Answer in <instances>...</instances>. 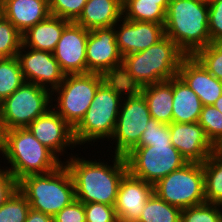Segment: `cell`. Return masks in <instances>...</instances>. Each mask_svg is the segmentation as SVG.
Listing matches in <instances>:
<instances>
[{"label": "cell", "mask_w": 222, "mask_h": 222, "mask_svg": "<svg viewBox=\"0 0 222 222\" xmlns=\"http://www.w3.org/2000/svg\"><path fill=\"white\" fill-rule=\"evenodd\" d=\"M185 56L176 43L165 35L144 51L125 55L117 78L128 90L169 80L177 76Z\"/></svg>", "instance_id": "1"}, {"label": "cell", "mask_w": 222, "mask_h": 222, "mask_svg": "<svg viewBox=\"0 0 222 222\" xmlns=\"http://www.w3.org/2000/svg\"><path fill=\"white\" fill-rule=\"evenodd\" d=\"M72 157V158H71ZM113 165L70 156L63 162L69 170L75 189V199L84 203L115 205L119 184L128 172L124 156L114 155Z\"/></svg>", "instance_id": "2"}, {"label": "cell", "mask_w": 222, "mask_h": 222, "mask_svg": "<svg viewBox=\"0 0 222 222\" xmlns=\"http://www.w3.org/2000/svg\"><path fill=\"white\" fill-rule=\"evenodd\" d=\"M209 4L201 0H169L165 35L186 55L193 56L211 43L208 31Z\"/></svg>", "instance_id": "3"}, {"label": "cell", "mask_w": 222, "mask_h": 222, "mask_svg": "<svg viewBox=\"0 0 222 222\" xmlns=\"http://www.w3.org/2000/svg\"><path fill=\"white\" fill-rule=\"evenodd\" d=\"M128 89L117 77H108L97 89L89 109L73 129L76 145L113 136L123 96ZM122 98V99H121Z\"/></svg>", "instance_id": "4"}, {"label": "cell", "mask_w": 222, "mask_h": 222, "mask_svg": "<svg viewBox=\"0 0 222 222\" xmlns=\"http://www.w3.org/2000/svg\"><path fill=\"white\" fill-rule=\"evenodd\" d=\"M0 153L11 164L7 169L17 181L28 175L50 173L63 164L27 127L4 131Z\"/></svg>", "instance_id": "5"}, {"label": "cell", "mask_w": 222, "mask_h": 222, "mask_svg": "<svg viewBox=\"0 0 222 222\" xmlns=\"http://www.w3.org/2000/svg\"><path fill=\"white\" fill-rule=\"evenodd\" d=\"M18 190L31 209L51 217L75 200L74 183L64 163L50 173L23 177L18 181Z\"/></svg>", "instance_id": "6"}, {"label": "cell", "mask_w": 222, "mask_h": 222, "mask_svg": "<svg viewBox=\"0 0 222 222\" xmlns=\"http://www.w3.org/2000/svg\"><path fill=\"white\" fill-rule=\"evenodd\" d=\"M107 78L98 73L66 74L52 91V96L54 93L59 95L55 111L74 129L85 116L98 87Z\"/></svg>", "instance_id": "7"}, {"label": "cell", "mask_w": 222, "mask_h": 222, "mask_svg": "<svg viewBox=\"0 0 222 222\" xmlns=\"http://www.w3.org/2000/svg\"><path fill=\"white\" fill-rule=\"evenodd\" d=\"M124 157L128 172L152 185L188 163L172 143L136 146Z\"/></svg>", "instance_id": "8"}, {"label": "cell", "mask_w": 222, "mask_h": 222, "mask_svg": "<svg viewBox=\"0 0 222 222\" xmlns=\"http://www.w3.org/2000/svg\"><path fill=\"white\" fill-rule=\"evenodd\" d=\"M52 98L50 89L25 82L0 103V122L3 131L27 127L51 108Z\"/></svg>", "instance_id": "9"}, {"label": "cell", "mask_w": 222, "mask_h": 222, "mask_svg": "<svg viewBox=\"0 0 222 222\" xmlns=\"http://www.w3.org/2000/svg\"><path fill=\"white\" fill-rule=\"evenodd\" d=\"M154 193L180 209L206 202L202 163L188 162L153 185Z\"/></svg>", "instance_id": "10"}, {"label": "cell", "mask_w": 222, "mask_h": 222, "mask_svg": "<svg viewBox=\"0 0 222 222\" xmlns=\"http://www.w3.org/2000/svg\"><path fill=\"white\" fill-rule=\"evenodd\" d=\"M125 97L111 137L117 143L114 154L120 156H125L139 144L151 118L147 102L138 90H128Z\"/></svg>", "instance_id": "11"}, {"label": "cell", "mask_w": 222, "mask_h": 222, "mask_svg": "<svg viewBox=\"0 0 222 222\" xmlns=\"http://www.w3.org/2000/svg\"><path fill=\"white\" fill-rule=\"evenodd\" d=\"M122 63L123 56L118 49L114 26L90 30L86 45L87 73L117 77Z\"/></svg>", "instance_id": "12"}, {"label": "cell", "mask_w": 222, "mask_h": 222, "mask_svg": "<svg viewBox=\"0 0 222 222\" xmlns=\"http://www.w3.org/2000/svg\"><path fill=\"white\" fill-rule=\"evenodd\" d=\"M17 58L27 83L37 84L38 86L50 89L52 92L64 80L66 74L61 70L53 53L35 50L22 45Z\"/></svg>", "instance_id": "13"}, {"label": "cell", "mask_w": 222, "mask_h": 222, "mask_svg": "<svg viewBox=\"0 0 222 222\" xmlns=\"http://www.w3.org/2000/svg\"><path fill=\"white\" fill-rule=\"evenodd\" d=\"M76 22H69L56 44L53 51L54 58L58 61L65 74H86V45L88 33Z\"/></svg>", "instance_id": "14"}, {"label": "cell", "mask_w": 222, "mask_h": 222, "mask_svg": "<svg viewBox=\"0 0 222 222\" xmlns=\"http://www.w3.org/2000/svg\"><path fill=\"white\" fill-rule=\"evenodd\" d=\"M27 128L40 143L50 149L58 158L59 153L65 152L66 147L76 146L73 128L55 111L53 104L52 108L36 118Z\"/></svg>", "instance_id": "15"}, {"label": "cell", "mask_w": 222, "mask_h": 222, "mask_svg": "<svg viewBox=\"0 0 222 222\" xmlns=\"http://www.w3.org/2000/svg\"><path fill=\"white\" fill-rule=\"evenodd\" d=\"M154 193L152 184L127 172L120 181L114 205L119 222H137L145 203Z\"/></svg>", "instance_id": "16"}, {"label": "cell", "mask_w": 222, "mask_h": 222, "mask_svg": "<svg viewBox=\"0 0 222 222\" xmlns=\"http://www.w3.org/2000/svg\"><path fill=\"white\" fill-rule=\"evenodd\" d=\"M172 145L187 162L203 163L217 149L208 140L204 129L198 123L169 124Z\"/></svg>", "instance_id": "17"}, {"label": "cell", "mask_w": 222, "mask_h": 222, "mask_svg": "<svg viewBox=\"0 0 222 222\" xmlns=\"http://www.w3.org/2000/svg\"><path fill=\"white\" fill-rule=\"evenodd\" d=\"M119 27L114 26L119 52L124 57L153 46L165 36L164 24L121 19ZM118 27V28H116Z\"/></svg>", "instance_id": "18"}, {"label": "cell", "mask_w": 222, "mask_h": 222, "mask_svg": "<svg viewBox=\"0 0 222 222\" xmlns=\"http://www.w3.org/2000/svg\"><path fill=\"white\" fill-rule=\"evenodd\" d=\"M177 75L198 95L203 106L213 105L222 95V82L194 56L182 59Z\"/></svg>", "instance_id": "19"}, {"label": "cell", "mask_w": 222, "mask_h": 222, "mask_svg": "<svg viewBox=\"0 0 222 222\" xmlns=\"http://www.w3.org/2000/svg\"><path fill=\"white\" fill-rule=\"evenodd\" d=\"M1 14L23 34L50 15L48 0H1Z\"/></svg>", "instance_id": "20"}, {"label": "cell", "mask_w": 222, "mask_h": 222, "mask_svg": "<svg viewBox=\"0 0 222 222\" xmlns=\"http://www.w3.org/2000/svg\"><path fill=\"white\" fill-rule=\"evenodd\" d=\"M70 21L49 15L22 34L24 47L53 53L65 26Z\"/></svg>", "instance_id": "21"}, {"label": "cell", "mask_w": 222, "mask_h": 222, "mask_svg": "<svg viewBox=\"0 0 222 222\" xmlns=\"http://www.w3.org/2000/svg\"><path fill=\"white\" fill-rule=\"evenodd\" d=\"M123 18V6L117 0H87L75 21L87 30L115 26Z\"/></svg>", "instance_id": "22"}, {"label": "cell", "mask_w": 222, "mask_h": 222, "mask_svg": "<svg viewBox=\"0 0 222 222\" xmlns=\"http://www.w3.org/2000/svg\"><path fill=\"white\" fill-rule=\"evenodd\" d=\"M202 108L198 95L178 75L173 77L172 122H198Z\"/></svg>", "instance_id": "23"}, {"label": "cell", "mask_w": 222, "mask_h": 222, "mask_svg": "<svg viewBox=\"0 0 222 222\" xmlns=\"http://www.w3.org/2000/svg\"><path fill=\"white\" fill-rule=\"evenodd\" d=\"M144 96L151 118L171 124L173 108V78L138 89Z\"/></svg>", "instance_id": "24"}, {"label": "cell", "mask_w": 222, "mask_h": 222, "mask_svg": "<svg viewBox=\"0 0 222 222\" xmlns=\"http://www.w3.org/2000/svg\"><path fill=\"white\" fill-rule=\"evenodd\" d=\"M169 0H130L123 6V17L131 21L164 24Z\"/></svg>", "instance_id": "25"}, {"label": "cell", "mask_w": 222, "mask_h": 222, "mask_svg": "<svg viewBox=\"0 0 222 222\" xmlns=\"http://www.w3.org/2000/svg\"><path fill=\"white\" fill-rule=\"evenodd\" d=\"M206 203H222V151L216 150L203 163Z\"/></svg>", "instance_id": "26"}, {"label": "cell", "mask_w": 222, "mask_h": 222, "mask_svg": "<svg viewBox=\"0 0 222 222\" xmlns=\"http://www.w3.org/2000/svg\"><path fill=\"white\" fill-rule=\"evenodd\" d=\"M181 211L179 207L168 204L153 193L137 222H180Z\"/></svg>", "instance_id": "27"}, {"label": "cell", "mask_w": 222, "mask_h": 222, "mask_svg": "<svg viewBox=\"0 0 222 222\" xmlns=\"http://www.w3.org/2000/svg\"><path fill=\"white\" fill-rule=\"evenodd\" d=\"M17 58H0V103L25 83Z\"/></svg>", "instance_id": "28"}, {"label": "cell", "mask_w": 222, "mask_h": 222, "mask_svg": "<svg viewBox=\"0 0 222 222\" xmlns=\"http://www.w3.org/2000/svg\"><path fill=\"white\" fill-rule=\"evenodd\" d=\"M198 123L204 129V132L217 149L222 148V113L214 105L203 106Z\"/></svg>", "instance_id": "29"}, {"label": "cell", "mask_w": 222, "mask_h": 222, "mask_svg": "<svg viewBox=\"0 0 222 222\" xmlns=\"http://www.w3.org/2000/svg\"><path fill=\"white\" fill-rule=\"evenodd\" d=\"M22 44V34L0 14V58L17 56Z\"/></svg>", "instance_id": "30"}, {"label": "cell", "mask_w": 222, "mask_h": 222, "mask_svg": "<svg viewBox=\"0 0 222 222\" xmlns=\"http://www.w3.org/2000/svg\"><path fill=\"white\" fill-rule=\"evenodd\" d=\"M30 204L17 189L11 197L0 206V222H25Z\"/></svg>", "instance_id": "31"}, {"label": "cell", "mask_w": 222, "mask_h": 222, "mask_svg": "<svg viewBox=\"0 0 222 222\" xmlns=\"http://www.w3.org/2000/svg\"><path fill=\"white\" fill-rule=\"evenodd\" d=\"M193 56L209 73L222 80V42H211Z\"/></svg>", "instance_id": "32"}, {"label": "cell", "mask_w": 222, "mask_h": 222, "mask_svg": "<svg viewBox=\"0 0 222 222\" xmlns=\"http://www.w3.org/2000/svg\"><path fill=\"white\" fill-rule=\"evenodd\" d=\"M180 222H222L219 206L203 203L182 209Z\"/></svg>", "instance_id": "33"}, {"label": "cell", "mask_w": 222, "mask_h": 222, "mask_svg": "<svg viewBox=\"0 0 222 222\" xmlns=\"http://www.w3.org/2000/svg\"><path fill=\"white\" fill-rule=\"evenodd\" d=\"M50 14L75 22L81 15L87 0H49Z\"/></svg>", "instance_id": "34"}, {"label": "cell", "mask_w": 222, "mask_h": 222, "mask_svg": "<svg viewBox=\"0 0 222 222\" xmlns=\"http://www.w3.org/2000/svg\"><path fill=\"white\" fill-rule=\"evenodd\" d=\"M160 143H171L169 124L150 118L137 146H153Z\"/></svg>", "instance_id": "35"}, {"label": "cell", "mask_w": 222, "mask_h": 222, "mask_svg": "<svg viewBox=\"0 0 222 222\" xmlns=\"http://www.w3.org/2000/svg\"><path fill=\"white\" fill-rule=\"evenodd\" d=\"M86 222H119L114 206L103 203H84Z\"/></svg>", "instance_id": "36"}, {"label": "cell", "mask_w": 222, "mask_h": 222, "mask_svg": "<svg viewBox=\"0 0 222 222\" xmlns=\"http://www.w3.org/2000/svg\"><path fill=\"white\" fill-rule=\"evenodd\" d=\"M208 4V31L211 42H222V0H212Z\"/></svg>", "instance_id": "37"}, {"label": "cell", "mask_w": 222, "mask_h": 222, "mask_svg": "<svg viewBox=\"0 0 222 222\" xmlns=\"http://www.w3.org/2000/svg\"><path fill=\"white\" fill-rule=\"evenodd\" d=\"M54 222H86L84 204L75 199L54 216Z\"/></svg>", "instance_id": "38"}, {"label": "cell", "mask_w": 222, "mask_h": 222, "mask_svg": "<svg viewBox=\"0 0 222 222\" xmlns=\"http://www.w3.org/2000/svg\"><path fill=\"white\" fill-rule=\"evenodd\" d=\"M18 189V181L7 169H0V206Z\"/></svg>", "instance_id": "39"}, {"label": "cell", "mask_w": 222, "mask_h": 222, "mask_svg": "<svg viewBox=\"0 0 222 222\" xmlns=\"http://www.w3.org/2000/svg\"><path fill=\"white\" fill-rule=\"evenodd\" d=\"M25 222H54V217L30 208Z\"/></svg>", "instance_id": "40"}, {"label": "cell", "mask_w": 222, "mask_h": 222, "mask_svg": "<svg viewBox=\"0 0 222 222\" xmlns=\"http://www.w3.org/2000/svg\"><path fill=\"white\" fill-rule=\"evenodd\" d=\"M214 107L222 113V95L213 104Z\"/></svg>", "instance_id": "41"}, {"label": "cell", "mask_w": 222, "mask_h": 222, "mask_svg": "<svg viewBox=\"0 0 222 222\" xmlns=\"http://www.w3.org/2000/svg\"><path fill=\"white\" fill-rule=\"evenodd\" d=\"M3 137H4V131L2 129L1 122H0V152H1L2 147H3Z\"/></svg>", "instance_id": "42"}, {"label": "cell", "mask_w": 222, "mask_h": 222, "mask_svg": "<svg viewBox=\"0 0 222 222\" xmlns=\"http://www.w3.org/2000/svg\"><path fill=\"white\" fill-rule=\"evenodd\" d=\"M122 6L127 4L130 0H117Z\"/></svg>", "instance_id": "43"}, {"label": "cell", "mask_w": 222, "mask_h": 222, "mask_svg": "<svg viewBox=\"0 0 222 222\" xmlns=\"http://www.w3.org/2000/svg\"><path fill=\"white\" fill-rule=\"evenodd\" d=\"M218 206H219V209H220V212H221V221H222V203H220Z\"/></svg>", "instance_id": "44"}, {"label": "cell", "mask_w": 222, "mask_h": 222, "mask_svg": "<svg viewBox=\"0 0 222 222\" xmlns=\"http://www.w3.org/2000/svg\"><path fill=\"white\" fill-rule=\"evenodd\" d=\"M201 1H204V2L209 3V2H211L212 0H201Z\"/></svg>", "instance_id": "45"}]
</instances>
